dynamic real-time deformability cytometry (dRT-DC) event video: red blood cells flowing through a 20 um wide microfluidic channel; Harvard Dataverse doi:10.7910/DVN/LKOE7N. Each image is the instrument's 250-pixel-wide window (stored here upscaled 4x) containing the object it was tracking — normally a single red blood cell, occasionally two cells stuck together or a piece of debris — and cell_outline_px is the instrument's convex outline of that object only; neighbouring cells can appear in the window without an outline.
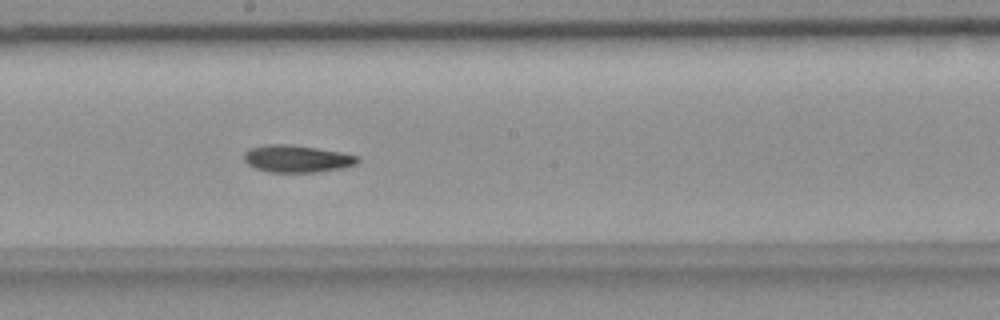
{"species": "common noctule bat (a hibernating species)", "species_latin": "Nyctalus noctula", "temperature_condition": "room temperature", "stored_images_in_passage": 42, "camera_frame_rate_fps": 3000, "um_per_image_px": 0.085, "animal": {"sex": "female", "body_mass_g": 18.4}, "frame": {"image": 1, "passage_image": 17, "time_ms": 5.333, "image_size_px": [1000, 320], "cell_outline_px": [[360, 160], [356, 164], [340, 168], [316, 172], [272, 172], [256, 168], [248, 164], [244, 160], [244, 152], [248, 148], [264, 144], [288, 144], [316, 148], [340, 152], [360, 156]], "centroid_in_image_um": [25.22, 13.48], "position_along_channel_um": 223.0, "area_um2": 17.98}}
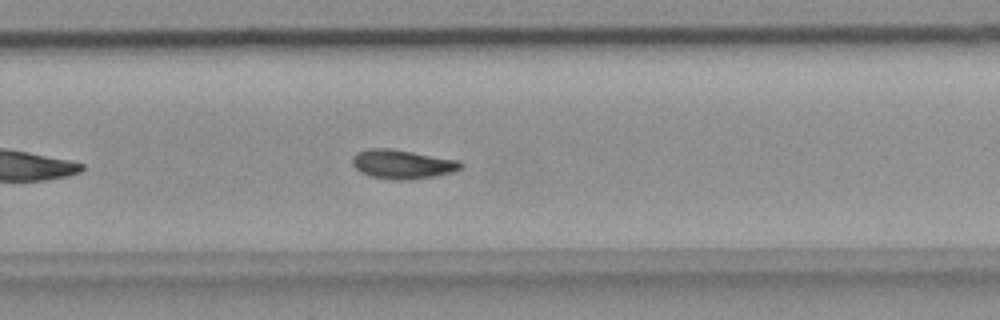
{"frame": {"image": 2, "passage_image": 23, "time_ms": 7.333, "image_size_px": [1000, 320], "cell_outline_px": [[464, 164], [460, 168], [452, 172], [432, 176], [408, 180], [392, 180], [368, 176], [360, 172], [352, 164], [352, 156], [356, 152], [368, 148], [388, 148], [460, 160]], "centroid_in_image_um": [34.15, 13.96], "position_along_channel_um": 295.6, "area_um2": 18.44}}
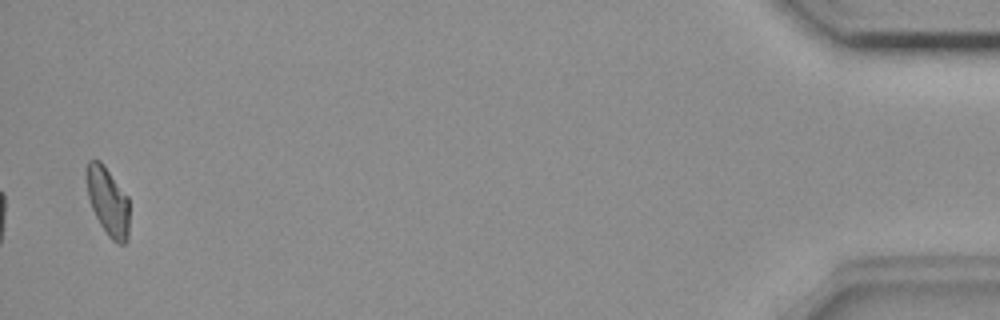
{"frame": {"image": 3, "passage_image": 41, "time_ms": 13.333, "image_size_px": [1000, 320], "cell_outline_px": [[128, 240], [124, 244], [120, 244], [112, 240], [108, 236], [100, 224], [92, 208], [88, 196], [84, 176], [84, 172], [88, 160], [100, 160], [128, 196]], "centroid_in_image_um": [9.14, 17.08], "position_along_channel_um": 426.1, "area_um2": 17.22}, "authors_computed_cell_mechanics": {"area_um2": 17.8024, "velocity_mm_per_s": 3.6439, "shape_relaxation_time_tau1_ms": 10.3047, "shape_relaxation_time_tau2_ms": null, "deformation_change_tau1": 0.1998, "deformation_change_tau2": null}}